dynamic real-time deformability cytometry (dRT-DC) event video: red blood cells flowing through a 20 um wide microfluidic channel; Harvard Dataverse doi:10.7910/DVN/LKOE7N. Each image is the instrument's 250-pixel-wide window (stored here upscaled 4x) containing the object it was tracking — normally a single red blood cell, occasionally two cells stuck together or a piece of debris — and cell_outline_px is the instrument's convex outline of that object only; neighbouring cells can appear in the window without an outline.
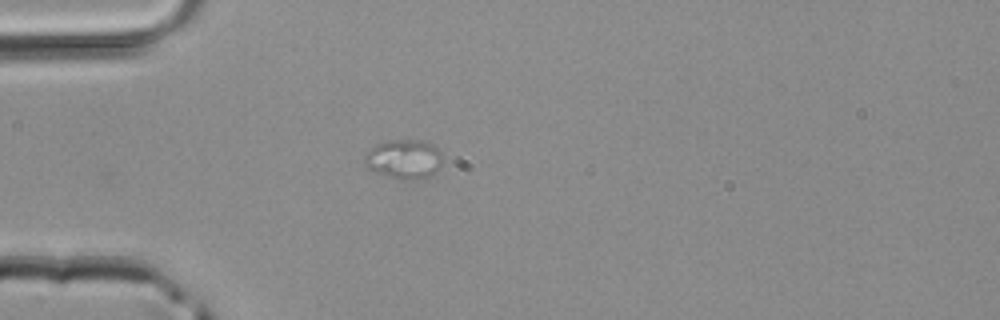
{"species": "common noctule bat (a hibernating species)", "species_latin": "Nyctalus noctula", "temperature_condition": "room temperature", "stored_images_in_passage": 25, "camera_frame_rate_fps": 3000, "um_per_image_px": 0.085, "animal": {"sex": "male", "body_mass_g": 20.4}, "frame": {"image": 1, "passage_image": 1, "time_ms": 0.0, "image_size_px": [1000, 320], "cell_outline_px": [[440, 164], [436, 172], [428, 176], [416, 180], [396, 180], [372, 172], [364, 168], [364, 156], [376, 144], [388, 140], [428, 140], [440, 152]], "centroid_in_image_um": [34.28, 13.55], "position_along_channel_um": 50.7, "area_um2": 18.26}}
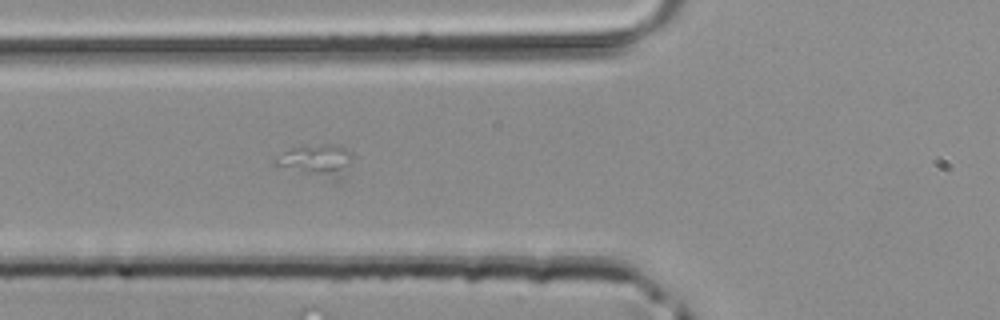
{"frame": {"image": 2, "passage_image": 5, "time_ms": 1.333, "image_size_px": [1000, 320], "cell_outline_px": [[352, 160], [344, 176], [340, 180], [336, 180], [272, 164], [284, 152], [292, 148], [324, 144], [328, 144], [344, 148], [352, 156]], "centroid_in_image_um": [26.98, 13.65], "position_along_channel_um": 98.8, "area_um2": 13.64}}